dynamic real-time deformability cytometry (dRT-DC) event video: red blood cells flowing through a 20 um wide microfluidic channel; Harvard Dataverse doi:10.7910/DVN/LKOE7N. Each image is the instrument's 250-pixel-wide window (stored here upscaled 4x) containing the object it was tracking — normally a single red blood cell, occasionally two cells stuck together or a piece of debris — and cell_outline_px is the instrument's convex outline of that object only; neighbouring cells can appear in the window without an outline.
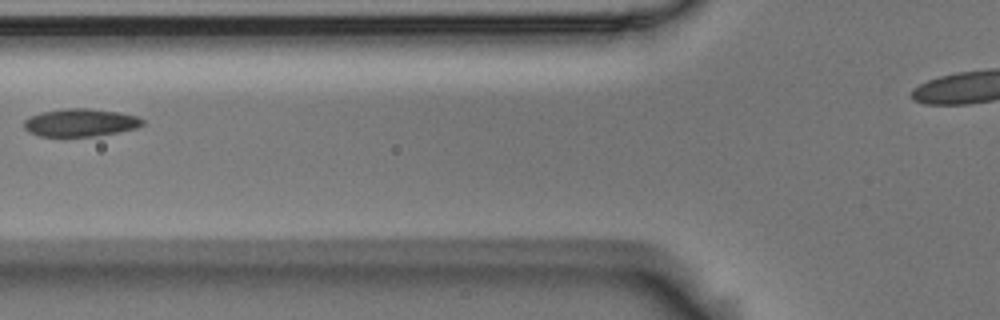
{"species": "Egyptian fruit bat (a non-hibernating species)", "species_latin": "Rousettus aegyptiacus", "temperature_condition": "room temperature", "stored_images_in_passage": 3, "camera_frame_rate_fps": 3000, "um_per_image_px": 0.085, "animal": {"sex": "male"}, "frame": {"image": 1, "passage_image": 2, "time_ms": 0.333, "image_size_px": [1000, 320], "cell_outline_px": [[144, 124], [136, 128], [96, 136], [40, 136], [28, 132], [24, 128], [24, 120], [40, 112], [64, 108], [88, 108], [120, 112], [136, 116], [144, 120]], "centroid_in_image_um": [6.82, 10.41], "position_along_channel_um": 119.0, "area_um2": 19.19}}
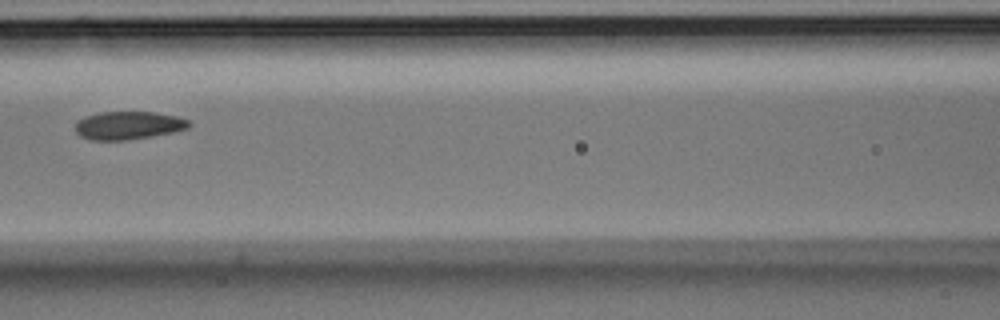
{"frame": {"image": 2, "passage_image": 3, "time_ms": 0.667, "image_size_px": [1000, 320], "cell_outline_px": [[192, 124], [188, 128], [172, 132], [152, 136], [128, 140], [92, 140], [80, 136], [76, 132], [76, 120], [84, 116], [100, 112], [156, 112], [176, 116], [188, 120]], "centroid_in_image_um": [10.89, 10.65], "position_along_channel_um": 155.7, "area_um2": 18.67}}